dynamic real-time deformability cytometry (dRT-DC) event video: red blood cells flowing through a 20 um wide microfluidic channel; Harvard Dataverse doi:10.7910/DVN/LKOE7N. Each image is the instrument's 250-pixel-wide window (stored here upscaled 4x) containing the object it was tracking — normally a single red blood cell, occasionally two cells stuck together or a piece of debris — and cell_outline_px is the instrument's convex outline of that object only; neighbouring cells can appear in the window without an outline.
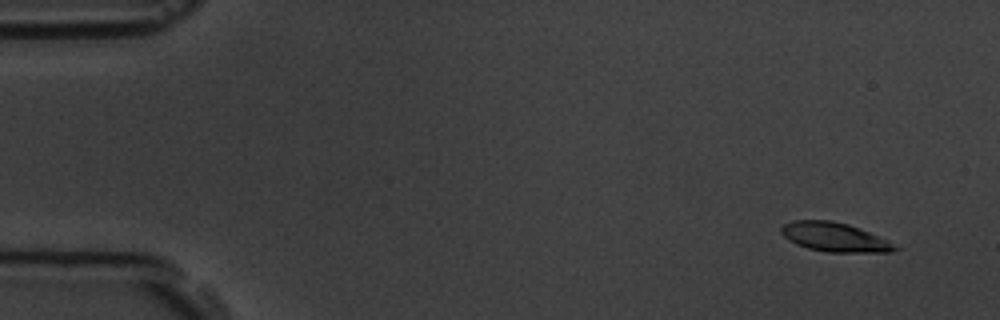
{"species": "common noctule bat (a hibernating species)", "species_latin": "Nyctalus noctula", "temperature_condition": "room temperature", "stored_images_in_passage": 4, "camera_frame_rate_fps": 3000, "um_per_image_px": 0.085, "animal": {"sex": "male", "body_mass_g": 19.5, "forearm_length_mm": 54.6}, "frame": {"image": 1, "passage_image": 1, "time_ms": 0.0, "image_size_px": [1000, 320], "cell_outline_px": [[900, 248], [892, 252], [828, 252], [808, 248], [796, 244], [788, 240], [780, 232], [780, 228], [784, 224], [792, 220], [832, 220], [848, 224], [860, 228], [888, 240]], "centroid_in_image_um": [70.93, 20.15], "position_along_channel_um": 14.1, "area_um2": 19.36}}